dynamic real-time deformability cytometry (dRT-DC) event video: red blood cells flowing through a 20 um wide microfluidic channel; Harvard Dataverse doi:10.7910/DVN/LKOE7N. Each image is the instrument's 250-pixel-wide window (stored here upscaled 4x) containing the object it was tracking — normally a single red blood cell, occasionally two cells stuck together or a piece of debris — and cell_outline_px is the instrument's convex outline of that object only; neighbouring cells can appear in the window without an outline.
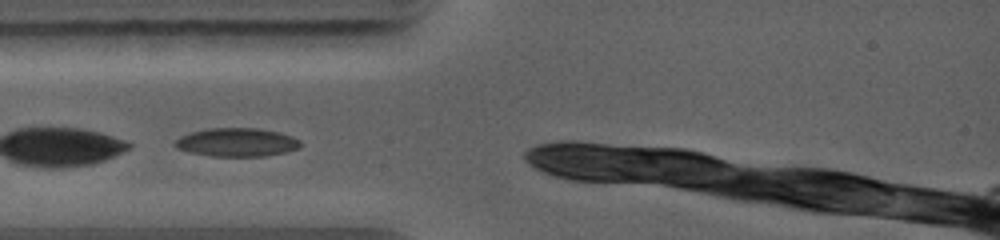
{"species": "common noctule bat (a hibernating species)", "species_latin": "Nyctalus noctula", "temperature_condition": "warm", "stored_images_in_passage": 6, "camera_frame_rate_fps": 5000, "um_per_image_px": 0.085, "animal": {"sex": "female", "body_mass_g": 19.0, "forearm_length_mm": 56.7}, "frame": {"image": 1, "passage_image": 1, "time_ms": 0.0, "image_size_px": [1000, 240], "cell_outline_px": [[300, 148], [284, 152], [264, 156], [212, 156], [188, 152], [176, 148], [172, 144], [180, 136], [192, 132], [208, 128], [256, 128], [280, 132], [292, 136], [300, 140]], "centroid_in_image_um": [20.11, 12.09], "position_along_channel_um": 64.9, "area_um2": 20.87}}
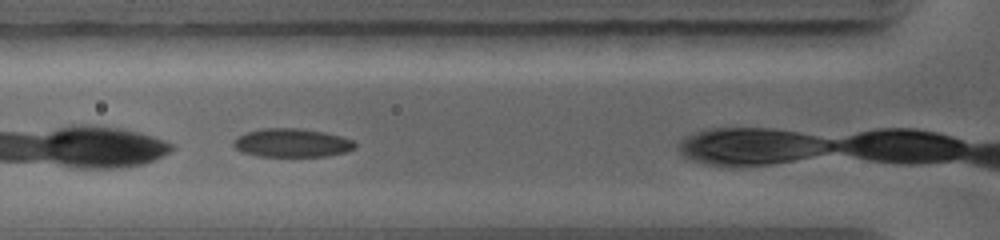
{"frame": {"image": 2, "passage_image": 2, "time_ms": 0.8, "image_size_px": [1000, 240], "cell_outline_px": [[356, 148], [344, 152], [328, 156], [260, 156], [244, 152], [236, 148], [232, 144], [236, 136], [244, 132], [260, 128], [300, 128], [324, 132], [340, 136], [352, 140], [356, 144]], "centroid_in_image_um": [24.79, 12.13], "position_along_channel_um": 101.0, "area_um2": 20.23}}